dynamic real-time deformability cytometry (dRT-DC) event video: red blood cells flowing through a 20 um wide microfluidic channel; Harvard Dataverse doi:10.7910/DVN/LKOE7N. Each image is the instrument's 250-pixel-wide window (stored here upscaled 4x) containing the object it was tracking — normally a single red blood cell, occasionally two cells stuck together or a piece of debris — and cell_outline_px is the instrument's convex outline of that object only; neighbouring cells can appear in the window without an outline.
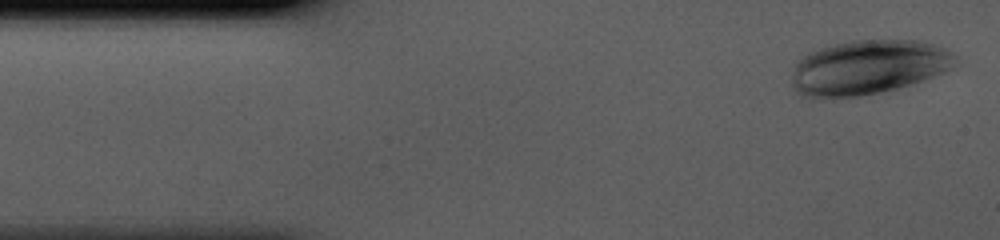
{"species": "human", "species_latin": "Homo sapiens", "temperature_condition": "cold", "stored_images_in_passage": 41, "camera_frame_rate_fps": 3000, "um_per_image_px": 0.085, "donor": {"sex": "male"}, "frame": {"image": 1, "passage_image": 1, "time_ms": 0.0, "image_size_px": [1000, 240], "cell_outline_px": [[956, 64], [932, 76], [896, 88], [880, 92], [860, 96], [824, 100], [800, 96], [792, 88], [792, 72], [796, 60], [808, 52], [820, 48], [852, 40], [916, 40], [932, 44], [944, 48], [956, 56]], "centroid_in_image_um": [73.67, 5.74], "position_along_channel_um": 11.3, "area_um2": 52.14}}
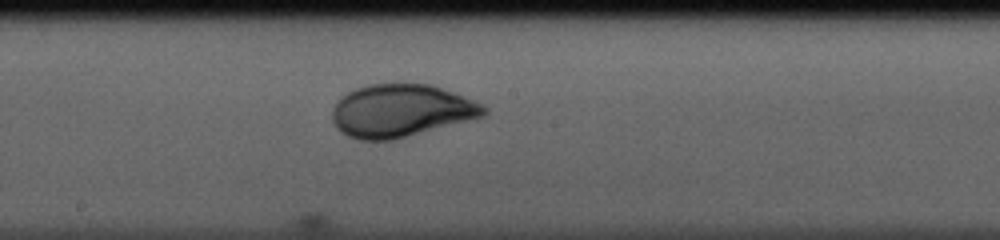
{"frame": {"image": 2, "passage_image": 21, "time_ms": 6.667, "image_size_px": [1000, 240], "cell_outline_px": [[488, 112], [484, 116], [392, 140], [360, 140], [348, 136], [340, 132], [336, 128], [332, 120], [332, 108], [340, 96], [356, 88], [368, 84], [432, 84], [484, 104], [488, 108]], "centroid_in_image_um": [34.07, 9.41], "position_along_channel_um": 214.1, "area_um2": 46.59}}
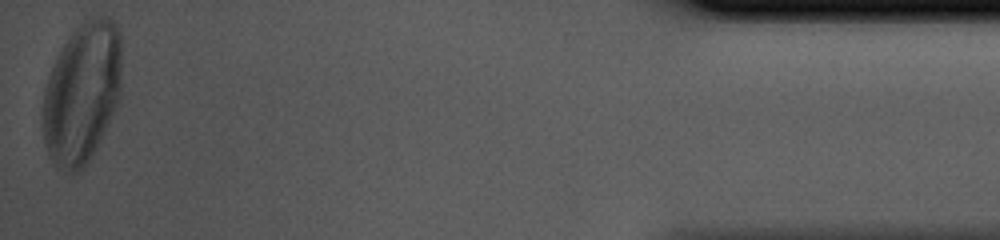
{"frame": {"image": 3, "passage_image": 41, "time_ms": 13.333, "image_size_px": [1000, 240], "cell_outline_px": [[120, 100], [88, 164], [80, 172], [68, 172], [56, 168], [48, 156], [44, 140], [44, 88], [48, 76], [64, 44], [76, 28], [80, 24], [96, 16], [108, 16], [112, 20], [120, 32]], "centroid_in_image_um": [6.98, 7.95], "position_along_channel_um": 428.2, "area_um2": 64.62}}